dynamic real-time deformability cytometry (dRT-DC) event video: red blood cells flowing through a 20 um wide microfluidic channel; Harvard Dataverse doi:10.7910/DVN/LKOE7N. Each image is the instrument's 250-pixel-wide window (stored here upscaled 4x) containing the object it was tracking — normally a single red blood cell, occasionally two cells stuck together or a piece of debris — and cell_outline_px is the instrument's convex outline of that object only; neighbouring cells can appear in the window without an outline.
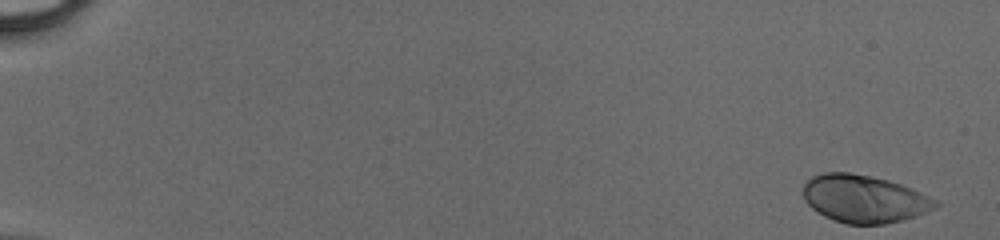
{"species": "human", "species_latin": "Homo sapiens", "temperature_condition": "cold", "stored_images_in_passage": 49, "camera_frame_rate_fps": 3000, "um_per_image_px": 0.085, "donor": {"sex": "male"}, "frame": {"image": 1, "passage_image": 1, "time_ms": 0.0, "image_size_px": [1000, 240], "cell_outline_px": [[940, 204], [936, 208], [916, 216], [904, 220], [884, 224], [844, 224], [832, 220], [824, 216], [812, 208], [804, 200], [804, 184], [812, 176], [824, 172], [848, 172], [872, 176], [888, 180], [912, 188], [936, 200]], "centroid_in_image_um": [73.45, 16.9], "position_along_channel_um": 11.5, "area_um2": 36.88}}
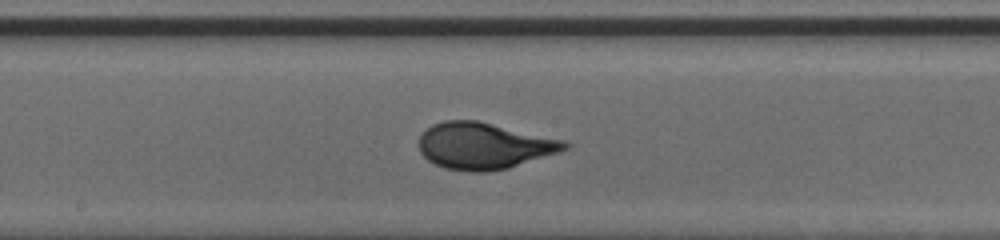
{"frame": {"image": 2, "passage_image": 28, "time_ms": 9.0, "image_size_px": [1000, 240], "cell_outline_px": [[572, 144], [568, 148], [560, 152], [508, 168], [484, 172], [472, 172], [444, 168], [428, 160], [420, 152], [420, 136], [432, 124], [444, 120], [476, 120], [564, 140]], "centroid_in_image_um": [41.15, 12.4], "position_along_channel_um": 207.0, "area_um2": 39.3}}
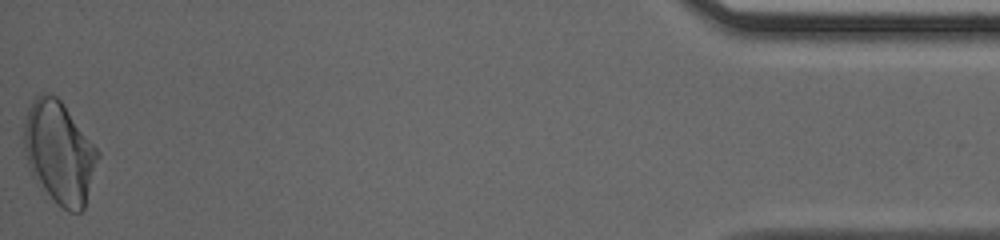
{"frame": {"image": 3, "passage_image": 49, "time_ms": 16.0, "image_size_px": [1000, 240], "cell_outline_px": [[100, 156], [84, 208], [80, 212], [68, 212], [36, 184], [32, 176], [24, 152], [24, 120], [28, 108], [32, 100], [40, 92], [48, 92], [56, 96], [60, 100], [100, 152]], "centroid_in_image_um": [5.02, 12.96], "position_along_channel_um": 430.2, "area_um2": 44.1}}